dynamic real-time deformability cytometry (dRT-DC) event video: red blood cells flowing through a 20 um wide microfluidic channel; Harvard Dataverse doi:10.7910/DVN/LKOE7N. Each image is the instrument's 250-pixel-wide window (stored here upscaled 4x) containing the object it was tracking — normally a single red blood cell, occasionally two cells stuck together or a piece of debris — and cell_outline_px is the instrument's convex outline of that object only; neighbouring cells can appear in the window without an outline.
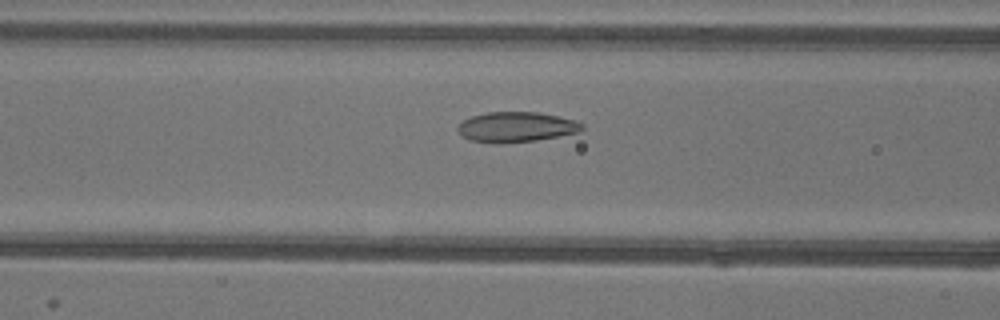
{"species": "common noctule bat (a hibernating species)", "species_latin": "Nyctalus noctula", "temperature_condition": "warm", "stored_images_in_passage": 53, "camera_frame_rate_fps": 3000, "um_per_image_px": 0.085, "animal": {"sex": "female"}, "frame": {"image": 1, "passage_image": 21, "time_ms": 6.667, "image_size_px": [1000, 320], "cell_outline_px": [[584, 128], [580, 132], [536, 140], [500, 144], [468, 140], [456, 128], [464, 120], [472, 116], [488, 112], [540, 112], [576, 120], [584, 124]], "centroid_in_image_um": [43.92, 10.8], "position_along_channel_um": 122.7, "area_um2": 21.91}}
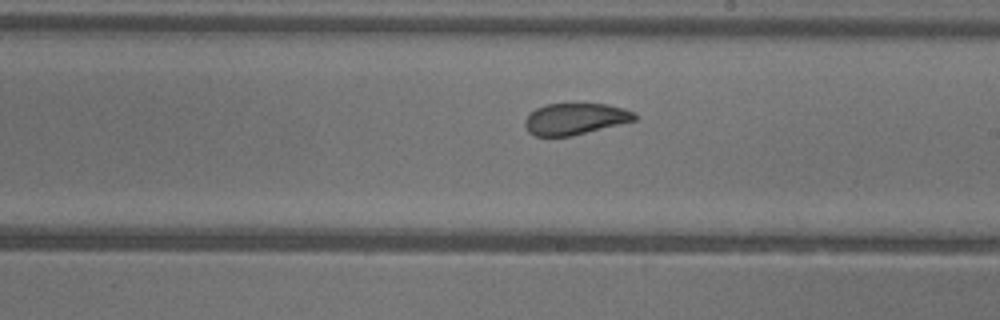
{"frame": {"image": 2, "passage_image": 30, "time_ms": 9.667, "image_size_px": [1000, 320], "cell_outline_px": [[636, 120], [572, 136], [536, 136], [528, 132], [524, 124], [524, 120], [536, 108], [544, 104], [608, 104], [624, 108], [636, 112]], "centroid_in_image_um": [48.89, 10.1], "position_along_channel_um": 240.1, "area_um2": 20.11}}
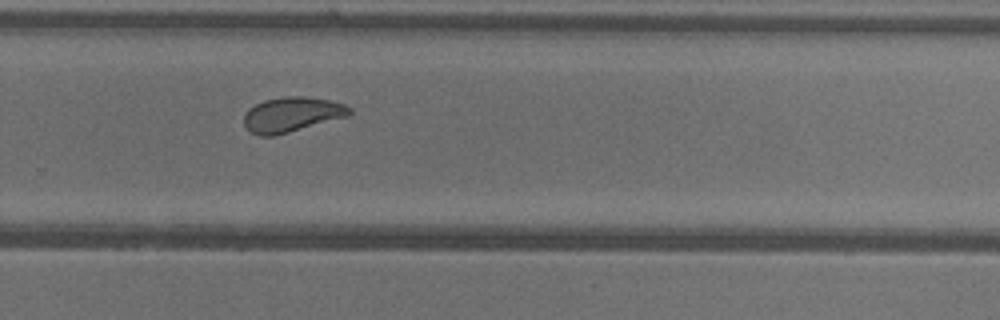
{"frame": {"image": 3, "passage_image": 35, "time_ms": 11.333, "image_size_px": [1000, 320], "cell_outline_px": [[352, 112], [348, 116], [288, 132], [272, 136], [260, 136], [252, 132], [244, 124], [244, 116], [248, 108], [264, 100], [288, 96], [304, 96], [328, 100], [344, 104], [352, 108]], "centroid_in_image_um": [24.81, 9.72], "position_along_channel_um": 305.0, "area_um2": 21.21}, "authors_computed_cell_mechanics": {"area_um2": 22.7732, "velocity_mm_per_s": 3.9221, "shape_relaxation_time_tau1_ms": 4.1975, "shape_relaxation_time_tau2_ms": 1.1643, "deformation_change_tau1": 0.1325, "deformation_change_tau2": 0.066}}